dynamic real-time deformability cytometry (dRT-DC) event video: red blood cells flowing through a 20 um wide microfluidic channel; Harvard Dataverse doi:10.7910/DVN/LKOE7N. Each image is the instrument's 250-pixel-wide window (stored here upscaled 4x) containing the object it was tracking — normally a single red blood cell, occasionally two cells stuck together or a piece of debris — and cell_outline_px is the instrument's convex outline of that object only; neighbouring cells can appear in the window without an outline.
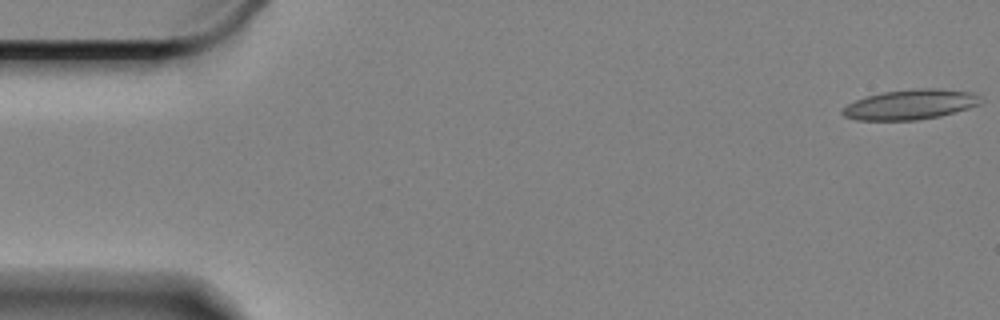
{"species": "Egyptian fruit bat (a non-hibernating species)", "species_latin": "Rousettus aegyptiacus", "temperature_condition": "cold", "stored_images_in_passage": 55, "camera_frame_rate_fps": 3000, "um_per_image_px": 0.085, "animal": {"sex": "female"}, "frame": {"image": 1, "passage_image": 1, "time_ms": 0.0, "image_size_px": [1000, 320], "cell_outline_px": [[980, 104], [968, 108], [940, 116], [916, 120], [856, 120], [844, 116], [840, 112], [848, 104], [856, 100], [868, 96], [884, 92], [920, 88], [936, 88], [972, 92], [976, 96]], "centroid_in_image_um": [77.34, 8.89], "position_along_channel_um": 7.7, "area_um2": 23.76}}
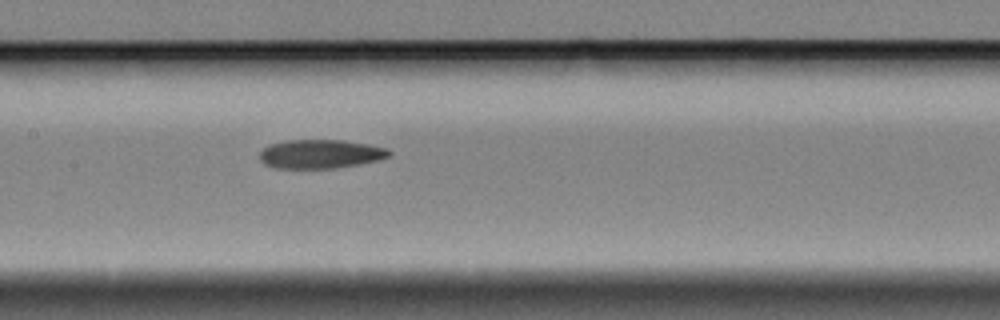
{"frame": {"image": 2, "passage_image": 28, "time_ms": 9.0, "image_size_px": [1000, 320], "cell_outline_px": [[392, 152], [388, 156], [376, 160], [356, 164], [332, 168], [272, 168], [264, 164], [260, 160], [260, 152], [264, 148], [272, 144], [288, 140], [344, 140], [368, 144], [388, 148]], "centroid_in_image_um": [27.21, 13.08], "position_along_channel_um": 180.2, "area_um2": 21.56}}
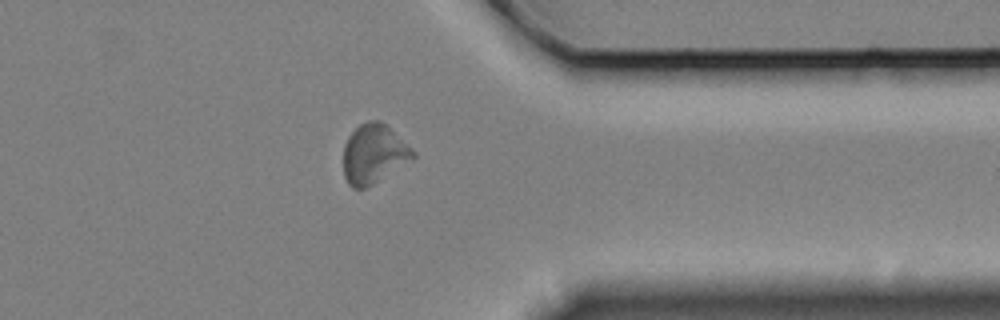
{"frame": {"image": 3, "passage_image": 47, "time_ms": 15.333, "image_size_px": [1000, 320], "cell_outline_px": [[416, 156], [372, 184], [364, 188], [352, 188], [348, 184], [344, 176], [344, 144], [348, 136], [360, 124], [368, 120], [380, 120], [388, 124], [416, 152]], "centroid_in_image_um": [31.77, 13.04], "position_along_channel_um": 379.6, "area_um2": 23.93}}